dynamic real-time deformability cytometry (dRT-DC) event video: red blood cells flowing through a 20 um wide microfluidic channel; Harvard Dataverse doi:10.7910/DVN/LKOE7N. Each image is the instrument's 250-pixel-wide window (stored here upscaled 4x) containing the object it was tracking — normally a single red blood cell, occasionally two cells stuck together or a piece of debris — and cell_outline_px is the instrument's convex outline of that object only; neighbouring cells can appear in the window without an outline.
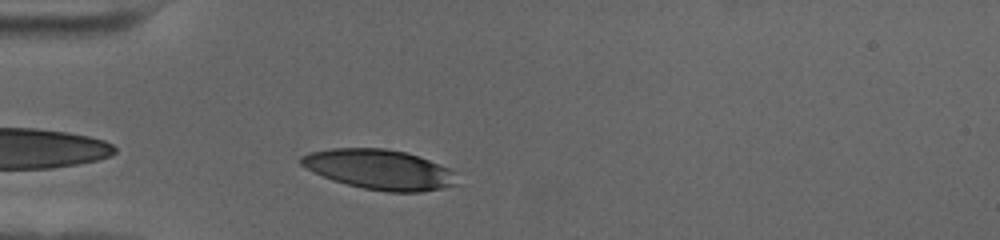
{"species": "human", "species_latin": "Homo sapiens", "temperature_condition": "cold", "stored_images_in_passage": 35, "camera_frame_rate_fps": 3000, "um_per_image_px": 0.085, "donor": {"sex": "female"}, "frame": {"image": 1, "passage_image": 3, "time_ms": 0.667, "image_size_px": [1000, 240], "cell_outline_px": [[456, 184], [444, 188], [420, 192], [388, 192], [364, 188], [332, 180], [312, 172], [300, 164], [300, 156], [308, 152], [332, 148], [384, 148], [408, 152], [420, 156], [448, 168], [456, 172]], "centroid_in_image_um": [32.24, 14.4], "position_along_channel_um": 52.8, "area_um2": 36.47}}
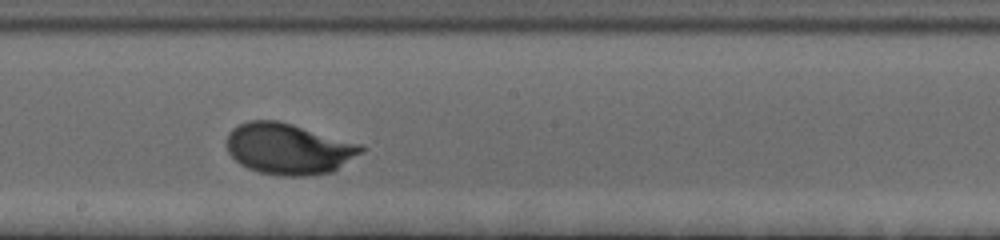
{"frame": {"image": 2, "passage_image": 19, "time_ms": 6.0, "image_size_px": [1000, 240], "cell_outline_px": [[364, 152], [332, 172], [308, 176], [280, 176], [260, 172], [248, 168], [240, 164], [228, 152], [228, 132], [232, 128], [248, 120], [276, 120], [292, 124], [364, 144]], "centroid_in_image_um": [24.57, 12.65], "position_along_channel_um": 223.6, "area_um2": 40.23}}
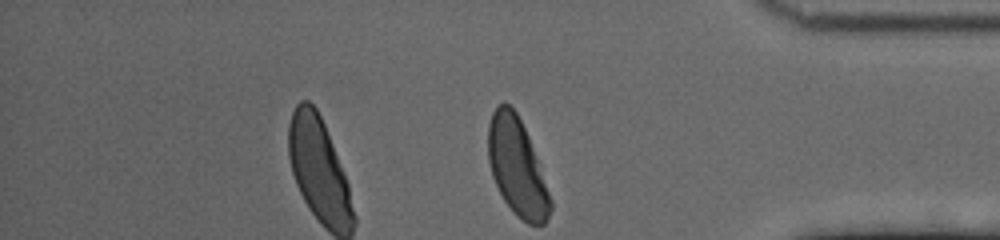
{"frame": {"image": 3, "passage_image": 35, "time_ms": 11.333, "image_size_px": [1000, 240], "cell_outline_px": [[552, 208], [544, 224], [528, 224], [516, 216], [512, 212], [504, 200], [492, 176], [488, 160], [488, 124], [492, 112], [496, 104], [504, 100], [516, 112], [528, 136], [552, 200]], "centroid_in_image_um": [43.92, 14.19], "position_along_channel_um": 391.3, "area_um2": 35.2}, "authors_computed_cell_mechanics": {"area_um2": 37.859, "velocity_mm_per_s": 3.4541, "shape_relaxation_time_tau1_ms": 2.4372, "shape_relaxation_time_tau2_ms": null, "deformation_change_tau1": 0.1281, "deformation_change_tau2": null}}